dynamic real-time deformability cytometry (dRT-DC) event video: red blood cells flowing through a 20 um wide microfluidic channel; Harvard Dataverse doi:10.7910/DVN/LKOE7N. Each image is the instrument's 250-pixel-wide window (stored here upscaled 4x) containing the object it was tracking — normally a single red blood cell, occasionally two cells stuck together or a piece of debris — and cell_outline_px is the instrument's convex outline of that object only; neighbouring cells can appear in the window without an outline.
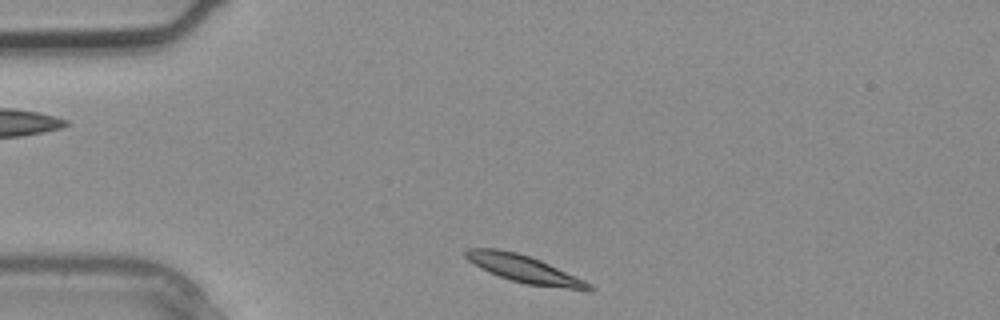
{"species": "common noctule bat (a hibernating species)", "species_latin": "Nyctalus noctula", "temperature_condition": "warm", "stored_images_in_passage": 1, "camera_frame_rate_fps": 3000, "um_per_image_px": 0.085, "animal": {"sex": "male", "body_mass_g": 20.4}, "frame": {"image": 1, "passage_image": 1, "time_ms": 0.0, "image_size_px": [1000, 320], "cell_outline_px": [[596, 288], [592, 292], [588, 292], [528, 284], [512, 280], [488, 272], [468, 260], [464, 256], [464, 252], [468, 248], [500, 248], [516, 252], [540, 260], [584, 280], [592, 284]], "centroid_in_image_um": [44.62, 22.88], "position_along_channel_um": 40.4, "area_um2": 19.77}}